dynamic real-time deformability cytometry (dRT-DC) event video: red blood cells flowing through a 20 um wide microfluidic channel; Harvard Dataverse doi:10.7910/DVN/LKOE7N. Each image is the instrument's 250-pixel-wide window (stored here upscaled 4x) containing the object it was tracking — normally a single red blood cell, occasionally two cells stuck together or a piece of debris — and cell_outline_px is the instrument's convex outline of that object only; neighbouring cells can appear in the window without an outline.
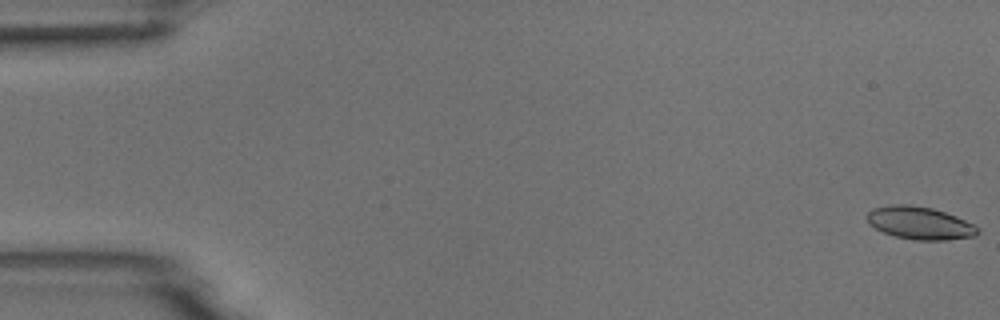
{"species": "common noctule bat (a hibernating species)", "species_latin": "Nyctalus noctula", "temperature_condition": "room temperature", "stored_images_in_passage": 5, "camera_frame_rate_fps": 3000, "um_per_image_px": 0.085, "animal": {"sex": "male", "body_mass_g": 18.8}, "frame": {"image": 1, "passage_image": 1, "time_ms": 0.0, "image_size_px": [1000, 320], "cell_outline_px": [[980, 232], [976, 236], [948, 240], [916, 240], [896, 236], [884, 232], [868, 224], [868, 212], [872, 208], [892, 204], [908, 204], [932, 208], [956, 216], [980, 228]], "centroid_in_image_um": [78.2, 18.95], "position_along_channel_um": 6.8, "area_um2": 21.04}}
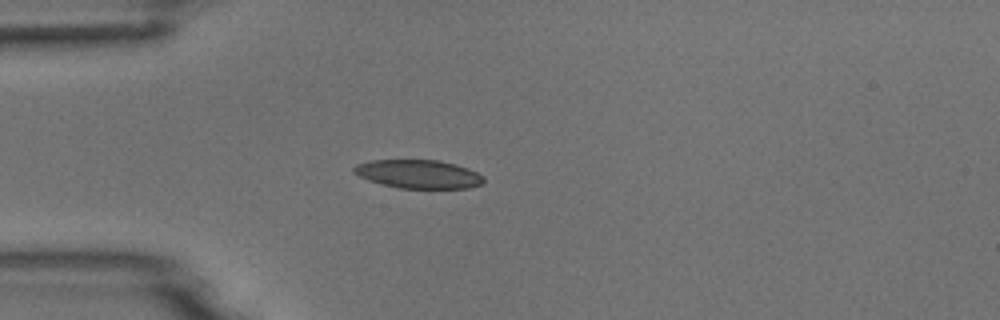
{"frame": {"image": 2, "passage_image": 5, "time_ms": 4.667, "image_size_px": [1000, 320], "cell_outline_px": [[484, 184], [468, 188], [400, 188], [380, 184], [368, 180], [352, 172], [352, 168], [356, 164], [368, 160], [440, 160], [456, 164], [468, 168], [484, 176]], "centroid_in_image_um": [35.56, 14.79], "position_along_channel_um": 49.4, "area_um2": 21.79}}